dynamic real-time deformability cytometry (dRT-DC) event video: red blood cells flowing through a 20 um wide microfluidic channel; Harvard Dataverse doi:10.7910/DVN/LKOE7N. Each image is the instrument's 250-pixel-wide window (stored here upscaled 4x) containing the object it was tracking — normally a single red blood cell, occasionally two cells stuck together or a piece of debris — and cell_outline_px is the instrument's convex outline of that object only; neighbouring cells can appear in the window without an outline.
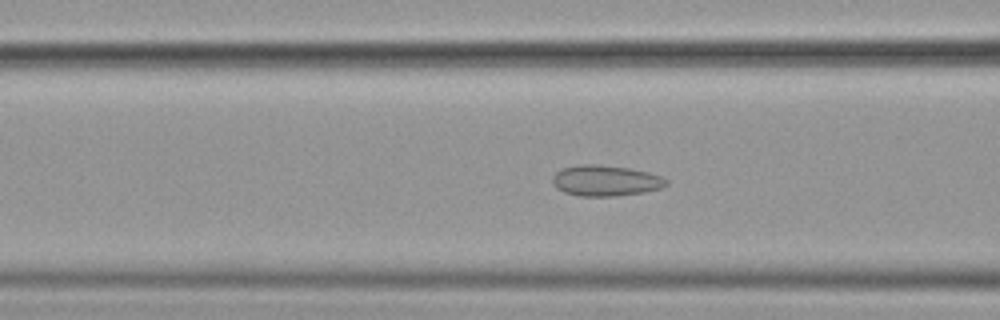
{"species": "common noctule bat (a hibernating species)", "species_latin": "Nyctalus noctula", "temperature_condition": "cold", "stored_images_in_passage": 51, "camera_frame_rate_fps": 3000, "um_per_image_px": 0.085, "animal": {"sex": "female", "body_mass_g": 19.9}, "frame": {"image": 1, "passage_image": 23, "time_ms": 7.333, "image_size_px": [1000, 320], "cell_outline_px": [[668, 184], [660, 188], [644, 192], [616, 196], [580, 196], [564, 192], [556, 188], [552, 184], [552, 176], [556, 172], [564, 168], [580, 164], [596, 164], [628, 168], [648, 172], [660, 176], [668, 180]], "centroid_in_image_um": [51.45, 15.36], "position_along_channel_um": 115.1, "area_um2": 20.4}}
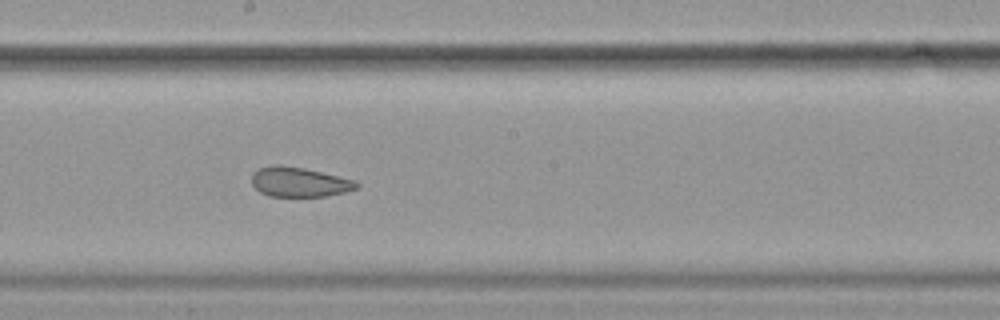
{"frame": {"image": 2, "passage_image": 32, "time_ms": 10.333, "image_size_px": [1000, 320], "cell_outline_px": [[360, 184], [356, 188], [344, 192], [324, 196], [268, 196], [260, 192], [252, 184], [252, 172], [260, 168], [276, 164], [280, 164], [304, 168], [356, 180]], "centroid_in_image_um": [25.42, 15.46], "position_along_channel_um": 222.8, "area_um2": 18.09}}
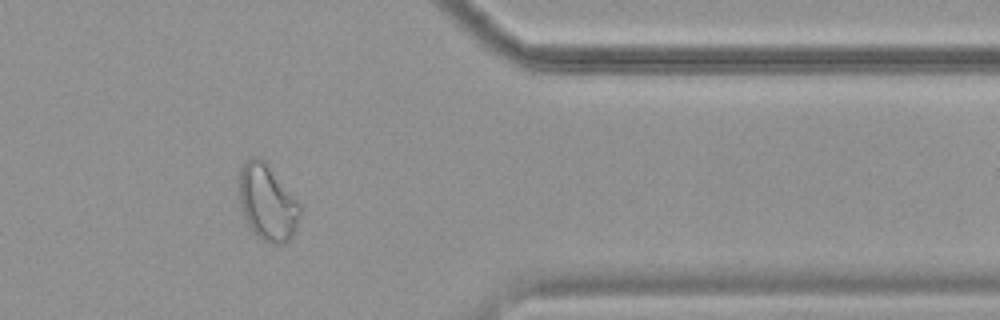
{"frame": {"image": 3, "passage_image": 47, "time_ms": 15.333, "image_size_px": [1000, 320], "cell_outline_px": [[300, 216], [296, 228], [292, 236], [284, 244], [272, 244], [260, 240], [248, 228], [240, 208], [236, 196], [236, 188], [240, 168], [252, 156], [260, 156], [268, 164], [300, 204]], "centroid_in_image_um": [22.65, 17.22], "position_along_channel_um": 388.7, "area_um2": 27.86}}